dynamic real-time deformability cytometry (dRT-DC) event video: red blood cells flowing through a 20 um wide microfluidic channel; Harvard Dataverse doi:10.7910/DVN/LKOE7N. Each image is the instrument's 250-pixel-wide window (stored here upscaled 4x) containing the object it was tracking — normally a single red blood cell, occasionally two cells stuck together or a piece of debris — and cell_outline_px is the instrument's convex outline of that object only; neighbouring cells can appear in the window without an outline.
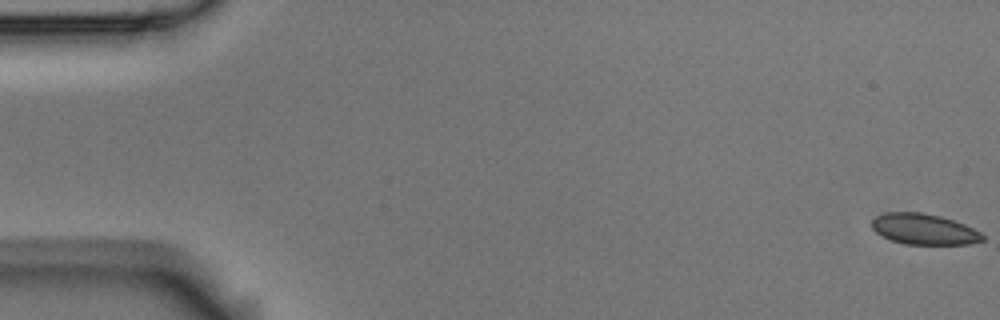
{"species": "Egyptian fruit bat (a non-hibernating species)", "species_latin": "Rousettus aegyptiacus", "temperature_condition": "room temperature", "stored_images_in_passage": 5, "camera_frame_rate_fps": 3000, "um_per_image_px": 0.085, "animal": {"sex": "male"}, "frame": {"image": 1, "passage_image": 1, "time_ms": 0.0, "image_size_px": [1000, 320], "cell_outline_px": [[984, 240], [968, 244], [904, 244], [892, 240], [876, 232], [872, 228], [872, 220], [876, 216], [884, 212], [920, 212], [940, 216], [964, 224], [980, 232], [984, 236]], "centroid_in_image_um": [78.53, 19.47], "position_along_channel_um": 6.5, "area_um2": 19.71}}
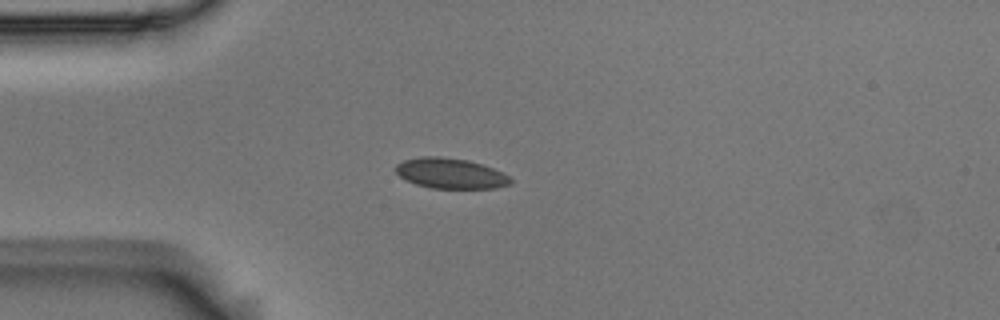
{"frame": {"image": 2, "passage_image": 5, "time_ms": 1.333, "image_size_px": [1000, 320], "cell_outline_px": [[512, 184], [496, 188], [432, 188], [416, 184], [400, 176], [396, 172], [396, 164], [404, 160], [420, 156], [440, 156], [468, 160], [484, 164], [504, 172], [512, 180]], "centroid_in_image_um": [38.34, 14.73], "position_along_channel_um": 46.7, "area_um2": 20.46}}